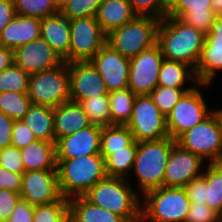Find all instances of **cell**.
<instances>
[{
    "instance_id": "cell-21",
    "label": "cell",
    "mask_w": 222,
    "mask_h": 222,
    "mask_svg": "<svg viewBox=\"0 0 222 222\" xmlns=\"http://www.w3.org/2000/svg\"><path fill=\"white\" fill-rule=\"evenodd\" d=\"M41 38L69 63L70 22L61 12L41 19Z\"/></svg>"
},
{
    "instance_id": "cell-22",
    "label": "cell",
    "mask_w": 222,
    "mask_h": 222,
    "mask_svg": "<svg viewBox=\"0 0 222 222\" xmlns=\"http://www.w3.org/2000/svg\"><path fill=\"white\" fill-rule=\"evenodd\" d=\"M53 120L56 141L91 125L81 105L73 101L55 107Z\"/></svg>"
},
{
    "instance_id": "cell-24",
    "label": "cell",
    "mask_w": 222,
    "mask_h": 222,
    "mask_svg": "<svg viewBox=\"0 0 222 222\" xmlns=\"http://www.w3.org/2000/svg\"><path fill=\"white\" fill-rule=\"evenodd\" d=\"M137 16L128 0H101L95 18L102 30L109 34Z\"/></svg>"
},
{
    "instance_id": "cell-50",
    "label": "cell",
    "mask_w": 222,
    "mask_h": 222,
    "mask_svg": "<svg viewBox=\"0 0 222 222\" xmlns=\"http://www.w3.org/2000/svg\"><path fill=\"white\" fill-rule=\"evenodd\" d=\"M14 64V50L0 44V72Z\"/></svg>"
},
{
    "instance_id": "cell-31",
    "label": "cell",
    "mask_w": 222,
    "mask_h": 222,
    "mask_svg": "<svg viewBox=\"0 0 222 222\" xmlns=\"http://www.w3.org/2000/svg\"><path fill=\"white\" fill-rule=\"evenodd\" d=\"M203 175L207 185L205 186L206 204L215 212H222V163L213 162L206 165Z\"/></svg>"
},
{
    "instance_id": "cell-7",
    "label": "cell",
    "mask_w": 222,
    "mask_h": 222,
    "mask_svg": "<svg viewBox=\"0 0 222 222\" xmlns=\"http://www.w3.org/2000/svg\"><path fill=\"white\" fill-rule=\"evenodd\" d=\"M27 94L32 104L53 108L71 101L68 63L30 74Z\"/></svg>"
},
{
    "instance_id": "cell-42",
    "label": "cell",
    "mask_w": 222,
    "mask_h": 222,
    "mask_svg": "<svg viewBox=\"0 0 222 222\" xmlns=\"http://www.w3.org/2000/svg\"><path fill=\"white\" fill-rule=\"evenodd\" d=\"M186 222H219V214L204 203H191Z\"/></svg>"
},
{
    "instance_id": "cell-30",
    "label": "cell",
    "mask_w": 222,
    "mask_h": 222,
    "mask_svg": "<svg viewBox=\"0 0 222 222\" xmlns=\"http://www.w3.org/2000/svg\"><path fill=\"white\" fill-rule=\"evenodd\" d=\"M111 125H127L132 116L136 94L129 88L108 92Z\"/></svg>"
},
{
    "instance_id": "cell-2",
    "label": "cell",
    "mask_w": 222,
    "mask_h": 222,
    "mask_svg": "<svg viewBox=\"0 0 222 222\" xmlns=\"http://www.w3.org/2000/svg\"><path fill=\"white\" fill-rule=\"evenodd\" d=\"M128 180L106 176L83 196L91 203L121 216L126 222H140L142 198Z\"/></svg>"
},
{
    "instance_id": "cell-55",
    "label": "cell",
    "mask_w": 222,
    "mask_h": 222,
    "mask_svg": "<svg viewBox=\"0 0 222 222\" xmlns=\"http://www.w3.org/2000/svg\"><path fill=\"white\" fill-rule=\"evenodd\" d=\"M0 222H13V220H11V218L9 217V218H7V219H5V220H2V221H0Z\"/></svg>"
},
{
    "instance_id": "cell-13",
    "label": "cell",
    "mask_w": 222,
    "mask_h": 222,
    "mask_svg": "<svg viewBox=\"0 0 222 222\" xmlns=\"http://www.w3.org/2000/svg\"><path fill=\"white\" fill-rule=\"evenodd\" d=\"M204 163L199 155L175 142L167 160L163 186L185 187L191 180L203 174Z\"/></svg>"
},
{
    "instance_id": "cell-18",
    "label": "cell",
    "mask_w": 222,
    "mask_h": 222,
    "mask_svg": "<svg viewBox=\"0 0 222 222\" xmlns=\"http://www.w3.org/2000/svg\"><path fill=\"white\" fill-rule=\"evenodd\" d=\"M102 127L90 126L56 141V159H70L100 154Z\"/></svg>"
},
{
    "instance_id": "cell-15",
    "label": "cell",
    "mask_w": 222,
    "mask_h": 222,
    "mask_svg": "<svg viewBox=\"0 0 222 222\" xmlns=\"http://www.w3.org/2000/svg\"><path fill=\"white\" fill-rule=\"evenodd\" d=\"M103 78L108 92L128 88L130 61L107 43L90 60Z\"/></svg>"
},
{
    "instance_id": "cell-28",
    "label": "cell",
    "mask_w": 222,
    "mask_h": 222,
    "mask_svg": "<svg viewBox=\"0 0 222 222\" xmlns=\"http://www.w3.org/2000/svg\"><path fill=\"white\" fill-rule=\"evenodd\" d=\"M191 81L194 85L184 87L186 82ZM198 83L195 70L182 62L164 59L158 76L157 86H166L178 89H193Z\"/></svg>"
},
{
    "instance_id": "cell-32",
    "label": "cell",
    "mask_w": 222,
    "mask_h": 222,
    "mask_svg": "<svg viewBox=\"0 0 222 222\" xmlns=\"http://www.w3.org/2000/svg\"><path fill=\"white\" fill-rule=\"evenodd\" d=\"M79 104L87 115L91 124L106 127L111 125L109 95L93 96L82 99Z\"/></svg>"
},
{
    "instance_id": "cell-36",
    "label": "cell",
    "mask_w": 222,
    "mask_h": 222,
    "mask_svg": "<svg viewBox=\"0 0 222 222\" xmlns=\"http://www.w3.org/2000/svg\"><path fill=\"white\" fill-rule=\"evenodd\" d=\"M69 219V199L63 196L55 202L34 206L33 222H66Z\"/></svg>"
},
{
    "instance_id": "cell-41",
    "label": "cell",
    "mask_w": 222,
    "mask_h": 222,
    "mask_svg": "<svg viewBox=\"0 0 222 222\" xmlns=\"http://www.w3.org/2000/svg\"><path fill=\"white\" fill-rule=\"evenodd\" d=\"M0 166L10 172L23 174L25 169L20 149L13 145L0 149Z\"/></svg>"
},
{
    "instance_id": "cell-56",
    "label": "cell",
    "mask_w": 222,
    "mask_h": 222,
    "mask_svg": "<svg viewBox=\"0 0 222 222\" xmlns=\"http://www.w3.org/2000/svg\"><path fill=\"white\" fill-rule=\"evenodd\" d=\"M219 222H222V212L219 214Z\"/></svg>"
},
{
    "instance_id": "cell-51",
    "label": "cell",
    "mask_w": 222,
    "mask_h": 222,
    "mask_svg": "<svg viewBox=\"0 0 222 222\" xmlns=\"http://www.w3.org/2000/svg\"><path fill=\"white\" fill-rule=\"evenodd\" d=\"M205 36H218L222 37V16H217L214 20L213 26L209 33Z\"/></svg>"
},
{
    "instance_id": "cell-26",
    "label": "cell",
    "mask_w": 222,
    "mask_h": 222,
    "mask_svg": "<svg viewBox=\"0 0 222 222\" xmlns=\"http://www.w3.org/2000/svg\"><path fill=\"white\" fill-rule=\"evenodd\" d=\"M69 219L72 222H126L121 216L91 203L84 196L69 199Z\"/></svg>"
},
{
    "instance_id": "cell-12",
    "label": "cell",
    "mask_w": 222,
    "mask_h": 222,
    "mask_svg": "<svg viewBox=\"0 0 222 222\" xmlns=\"http://www.w3.org/2000/svg\"><path fill=\"white\" fill-rule=\"evenodd\" d=\"M163 60L164 57L157 43L129 59L128 88L136 95L150 94L158 84L159 71Z\"/></svg>"
},
{
    "instance_id": "cell-17",
    "label": "cell",
    "mask_w": 222,
    "mask_h": 222,
    "mask_svg": "<svg viewBox=\"0 0 222 222\" xmlns=\"http://www.w3.org/2000/svg\"><path fill=\"white\" fill-rule=\"evenodd\" d=\"M62 62L60 56L42 38L14 50V64L29 74L54 68Z\"/></svg>"
},
{
    "instance_id": "cell-25",
    "label": "cell",
    "mask_w": 222,
    "mask_h": 222,
    "mask_svg": "<svg viewBox=\"0 0 222 222\" xmlns=\"http://www.w3.org/2000/svg\"><path fill=\"white\" fill-rule=\"evenodd\" d=\"M25 172L57 170L56 143L36 140L20 149Z\"/></svg>"
},
{
    "instance_id": "cell-52",
    "label": "cell",
    "mask_w": 222,
    "mask_h": 222,
    "mask_svg": "<svg viewBox=\"0 0 222 222\" xmlns=\"http://www.w3.org/2000/svg\"><path fill=\"white\" fill-rule=\"evenodd\" d=\"M212 9L214 10L216 16H222V0H211Z\"/></svg>"
},
{
    "instance_id": "cell-4",
    "label": "cell",
    "mask_w": 222,
    "mask_h": 222,
    "mask_svg": "<svg viewBox=\"0 0 222 222\" xmlns=\"http://www.w3.org/2000/svg\"><path fill=\"white\" fill-rule=\"evenodd\" d=\"M175 142L170 136L138 142L132 169L134 172L130 175L137 178L141 195L163 186L167 160Z\"/></svg>"
},
{
    "instance_id": "cell-16",
    "label": "cell",
    "mask_w": 222,
    "mask_h": 222,
    "mask_svg": "<svg viewBox=\"0 0 222 222\" xmlns=\"http://www.w3.org/2000/svg\"><path fill=\"white\" fill-rule=\"evenodd\" d=\"M68 70L71 101L79 103L96 95H108L103 78L90 61L69 62Z\"/></svg>"
},
{
    "instance_id": "cell-20",
    "label": "cell",
    "mask_w": 222,
    "mask_h": 222,
    "mask_svg": "<svg viewBox=\"0 0 222 222\" xmlns=\"http://www.w3.org/2000/svg\"><path fill=\"white\" fill-rule=\"evenodd\" d=\"M39 38H41V19L15 15L3 28L0 34V44L15 50Z\"/></svg>"
},
{
    "instance_id": "cell-23",
    "label": "cell",
    "mask_w": 222,
    "mask_h": 222,
    "mask_svg": "<svg viewBox=\"0 0 222 222\" xmlns=\"http://www.w3.org/2000/svg\"><path fill=\"white\" fill-rule=\"evenodd\" d=\"M218 71H222V37L205 36L195 69L198 83L211 85Z\"/></svg>"
},
{
    "instance_id": "cell-14",
    "label": "cell",
    "mask_w": 222,
    "mask_h": 222,
    "mask_svg": "<svg viewBox=\"0 0 222 222\" xmlns=\"http://www.w3.org/2000/svg\"><path fill=\"white\" fill-rule=\"evenodd\" d=\"M21 198L30 204L43 205L58 201L62 196L57 170H35L22 174Z\"/></svg>"
},
{
    "instance_id": "cell-29",
    "label": "cell",
    "mask_w": 222,
    "mask_h": 222,
    "mask_svg": "<svg viewBox=\"0 0 222 222\" xmlns=\"http://www.w3.org/2000/svg\"><path fill=\"white\" fill-rule=\"evenodd\" d=\"M138 142L135 140L131 145L119 150H100L105 159L107 176L127 178L132 173Z\"/></svg>"
},
{
    "instance_id": "cell-9",
    "label": "cell",
    "mask_w": 222,
    "mask_h": 222,
    "mask_svg": "<svg viewBox=\"0 0 222 222\" xmlns=\"http://www.w3.org/2000/svg\"><path fill=\"white\" fill-rule=\"evenodd\" d=\"M176 143L204 161L208 159L209 163H220L221 128L217 114L213 112L203 122L181 134Z\"/></svg>"
},
{
    "instance_id": "cell-6",
    "label": "cell",
    "mask_w": 222,
    "mask_h": 222,
    "mask_svg": "<svg viewBox=\"0 0 222 222\" xmlns=\"http://www.w3.org/2000/svg\"><path fill=\"white\" fill-rule=\"evenodd\" d=\"M159 22L152 16H137L107 34V44L131 59L156 44Z\"/></svg>"
},
{
    "instance_id": "cell-5",
    "label": "cell",
    "mask_w": 222,
    "mask_h": 222,
    "mask_svg": "<svg viewBox=\"0 0 222 222\" xmlns=\"http://www.w3.org/2000/svg\"><path fill=\"white\" fill-rule=\"evenodd\" d=\"M142 197L140 222H186L191 202L184 187L161 186Z\"/></svg>"
},
{
    "instance_id": "cell-46",
    "label": "cell",
    "mask_w": 222,
    "mask_h": 222,
    "mask_svg": "<svg viewBox=\"0 0 222 222\" xmlns=\"http://www.w3.org/2000/svg\"><path fill=\"white\" fill-rule=\"evenodd\" d=\"M0 189L21 194L22 191V174L10 172L0 166Z\"/></svg>"
},
{
    "instance_id": "cell-33",
    "label": "cell",
    "mask_w": 222,
    "mask_h": 222,
    "mask_svg": "<svg viewBox=\"0 0 222 222\" xmlns=\"http://www.w3.org/2000/svg\"><path fill=\"white\" fill-rule=\"evenodd\" d=\"M134 141V136L126 125H109L102 127L100 150H119Z\"/></svg>"
},
{
    "instance_id": "cell-43",
    "label": "cell",
    "mask_w": 222,
    "mask_h": 222,
    "mask_svg": "<svg viewBox=\"0 0 222 222\" xmlns=\"http://www.w3.org/2000/svg\"><path fill=\"white\" fill-rule=\"evenodd\" d=\"M32 131L22 120H14L11 145L21 149L36 141Z\"/></svg>"
},
{
    "instance_id": "cell-49",
    "label": "cell",
    "mask_w": 222,
    "mask_h": 222,
    "mask_svg": "<svg viewBox=\"0 0 222 222\" xmlns=\"http://www.w3.org/2000/svg\"><path fill=\"white\" fill-rule=\"evenodd\" d=\"M15 15L14 1L0 0V34Z\"/></svg>"
},
{
    "instance_id": "cell-44",
    "label": "cell",
    "mask_w": 222,
    "mask_h": 222,
    "mask_svg": "<svg viewBox=\"0 0 222 222\" xmlns=\"http://www.w3.org/2000/svg\"><path fill=\"white\" fill-rule=\"evenodd\" d=\"M207 182L205 176L202 174L199 177L191 180L184 188L186 189L188 199L191 203H204L205 200V186Z\"/></svg>"
},
{
    "instance_id": "cell-38",
    "label": "cell",
    "mask_w": 222,
    "mask_h": 222,
    "mask_svg": "<svg viewBox=\"0 0 222 222\" xmlns=\"http://www.w3.org/2000/svg\"><path fill=\"white\" fill-rule=\"evenodd\" d=\"M192 89H178L166 86H156L149 96L154 104L159 108V111L167 116L173 109V106L179 101L185 92Z\"/></svg>"
},
{
    "instance_id": "cell-10",
    "label": "cell",
    "mask_w": 222,
    "mask_h": 222,
    "mask_svg": "<svg viewBox=\"0 0 222 222\" xmlns=\"http://www.w3.org/2000/svg\"><path fill=\"white\" fill-rule=\"evenodd\" d=\"M126 126L137 142L159 140L169 136L166 116L159 111L149 94L136 96L132 116Z\"/></svg>"
},
{
    "instance_id": "cell-45",
    "label": "cell",
    "mask_w": 222,
    "mask_h": 222,
    "mask_svg": "<svg viewBox=\"0 0 222 222\" xmlns=\"http://www.w3.org/2000/svg\"><path fill=\"white\" fill-rule=\"evenodd\" d=\"M20 199L21 195L19 193L8 189H0V221L10 217Z\"/></svg>"
},
{
    "instance_id": "cell-11",
    "label": "cell",
    "mask_w": 222,
    "mask_h": 222,
    "mask_svg": "<svg viewBox=\"0 0 222 222\" xmlns=\"http://www.w3.org/2000/svg\"><path fill=\"white\" fill-rule=\"evenodd\" d=\"M69 22V62L90 61L107 43V34L95 17L74 18Z\"/></svg>"
},
{
    "instance_id": "cell-37",
    "label": "cell",
    "mask_w": 222,
    "mask_h": 222,
    "mask_svg": "<svg viewBox=\"0 0 222 222\" xmlns=\"http://www.w3.org/2000/svg\"><path fill=\"white\" fill-rule=\"evenodd\" d=\"M29 77V73L13 64L11 67L0 72V93L10 91L27 93Z\"/></svg>"
},
{
    "instance_id": "cell-8",
    "label": "cell",
    "mask_w": 222,
    "mask_h": 222,
    "mask_svg": "<svg viewBox=\"0 0 222 222\" xmlns=\"http://www.w3.org/2000/svg\"><path fill=\"white\" fill-rule=\"evenodd\" d=\"M201 86L210 85L199 83L192 90L185 92L166 116L167 131L172 139L176 140L214 112L209 109L200 90Z\"/></svg>"
},
{
    "instance_id": "cell-34",
    "label": "cell",
    "mask_w": 222,
    "mask_h": 222,
    "mask_svg": "<svg viewBox=\"0 0 222 222\" xmlns=\"http://www.w3.org/2000/svg\"><path fill=\"white\" fill-rule=\"evenodd\" d=\"M32 105L27 93L14 91L0 93V112L13 120H21Z\"/></svg>"
},
{
    "instance_id": "cell-40",
    "label": "cell",
    "mask_w": 222,
    "mask_h": 222,
    "mask_svg": "<svg viewBox=\"0 0 222 222\" xmlns=\"http://www.w3.org/2000/svg\"><path fill=\"white\" fill-rule=\"evenodd\" d=\"M138 16H152L162 20L167 13L168 0H128Z\"/></svg>"
},
{
    "instance_id": "cell-27",
    "label": "cell",
    "mask_w": 222,
    "mask_h": 222,
    "mask_svg": "<svg viewBox=\"0 0 222 222\" xmlns=\"http://www.w3.org/2000/svg\"><path fill=\"white\" fill-rule=\"evenodd\" d=\"M53 113V107L32 104L21 120L32 131L37 140L56 143Z\"/></svg>"
},
{
    "instance_id": "cell-1",
    "label": "cell",
    "mask_w": 222,
    "mask_h": 222,
    "mask_svg": "<svg viewBox=\"0 0 222 222\" xmlns=\"http://www.w3.org/2000/svg\"><path fill=\"white\" fill-rule=\"evenodd\" d=\"M205 42V34L176 17L165 16L157 29V44L164 59L179 61L194 70Z\"/></svg>"
},
{
    "instance_id": "cell-48",
    "label": "cell",
    "mask_w": 222,
    "mask_h": 222,
    "mask_svg": "<svg viewBox=\"0 0 222 222\" xmlns=\"http://www.w3.org/2000/svg\"><path fill=\"white\" fill-rule=\"evenodd\" d=\"M14 120L0 112V149L11 145Z\"/></svg>"
},
{
    "instance_id": "cell-3",
    "label": "cell",
    "mask_w": 222,
    "mask_h": 222,
    "mask_svg": "<svg viewBox=\"0 0 222 222\" xmlns=\"http://www.w3.org/2000/svg\"><path fill=\"white\" fill-rule=\"evenodd\" d=\"M56 161L59 190L61 196L67 199L83 196L107 176L105 159L101 154L56 159Z\"/></svg>"
},
{
    "instance_id": "cell-53",
    "label": "cell",
    "mask_w": 222,
    "mask_h": 222,
    "mask_svg": "<svg viewBox=\"0 0 222 222\" xmlns=\"http://www.w3.org/2000/svg\"><path fill=\"white\" fill-rule=\"evenodd\" d=\"M213 111L217 114V117H218V120H219V125H220V128H221V155H220V163H222V109H215Z\"/></svg>"
},
{
    "instance_id": "cell-35",
    "label": "cell",
    "mask_w": 222,
    "mask_h": 222,
    "mask_svg": "<svg viewBox=\"0 0 222 222\" xmlns=\"http://www.w3.org/2000/svg\"><path fill=\"white\" fill-rule=\"evenodd\" d=\"M15 14L44 19L60 12L54 0H13Z\"/></svg>"
},
{
    "instance_id": "cell-47",
    "label": "cell",
    "mask_w": 222,
    "mask_h": 222,
    "mask_svg": "<svg viewBox=\"0 0 222 222\" xmlns=\"http://www.w3.org/2000/svg\"><path fill=\"white\" fill-rule=\"evenodd\" d=\"M34 205L24 199H20L13 209L10 218L13 222H33Z\"/></svg>"
},
{
    "instance_id": "cell-39",
    "label": "cell",
    "mask_w": 222,
    "mask_h": 222,
    "mask_svg": "<svg viewBox=\"0 0 222 222\" xmlns=\"http://www.w3.org/2000/svg\"><path fill=\"white\" fill-rule=\"evenodd\" d=\"M101 0H69L60 12L68 19L81 17H95Z\"/></svg>"
},
{
    "instance_id": "cell-19",
    "label": "cell",
    "mask_w": 222,
    "mask_h": 222,
    "mask_svg": "<svg viewBox=\"0 0 222 222\" xmlns=\"http://www.w3.org/2000/svg\"><path fill=\"white\" fill-rule=\"evenodd\" d=\"M166 16L179 18L205 35L217 17L211 0H168Z\"/></svg>"
},
{
    "instance_id": "cell-54",
    "label": "cell",
    "mask_w": 222,
    "mask_h": 222,
    "mask_svg": "<svg viewBox=\"0 0 222 222\" xmlns=\"http://www.w3.org/2000/svg\"><path fill=\"white\" fill-rule=\"evenodd\" d=\"M56 5L61 8L66 2H68L69 0H54Z\"/></svg>"
}]
</instances>
